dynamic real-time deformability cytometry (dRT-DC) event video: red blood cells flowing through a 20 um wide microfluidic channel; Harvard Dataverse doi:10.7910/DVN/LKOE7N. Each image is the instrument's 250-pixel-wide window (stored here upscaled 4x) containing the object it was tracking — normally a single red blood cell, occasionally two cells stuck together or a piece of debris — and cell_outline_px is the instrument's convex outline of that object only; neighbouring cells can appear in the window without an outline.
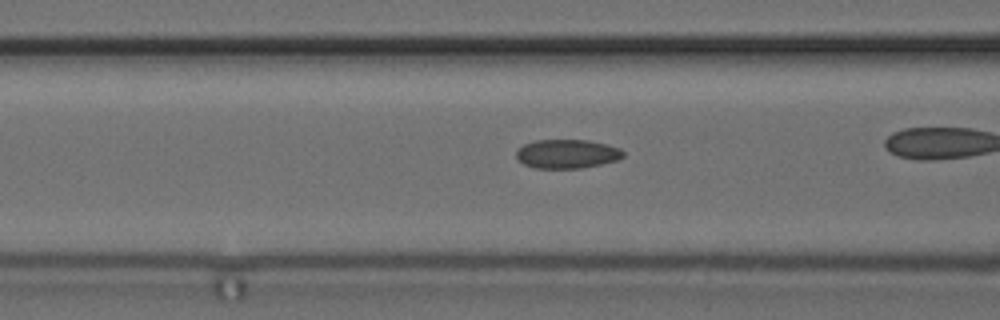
{"species": "common noctule bat (a hibernating species)", "species_latin": "Nyctalus noctula", "temperature_condition": "cold", "stored_images_in_passage": 36, "camera_frame_rate_fps": 3000, "um_per_image_px": 0.085, "animal": {"sex": "female", "body_mass_g": 24.6, "forearm_length_mm": 56.2}, "frame": {"image": 1, "passage_image": 16, "time_ms": 5.0, "image_size_px": [1000, 320], "cell_outline_px": [[624, 156], [616, 160], [600, 164], [580, 168], [536, 168], [524, 164], [516, 160], [516, 152], [524, 144], [536, 140], [588, 140], [608, 144], [620, 148], [624, 152]], "centroid_in_image_um": [48.19, 13.07], "position_along_channel_um": 118.4, "area_um2": 18.03}}